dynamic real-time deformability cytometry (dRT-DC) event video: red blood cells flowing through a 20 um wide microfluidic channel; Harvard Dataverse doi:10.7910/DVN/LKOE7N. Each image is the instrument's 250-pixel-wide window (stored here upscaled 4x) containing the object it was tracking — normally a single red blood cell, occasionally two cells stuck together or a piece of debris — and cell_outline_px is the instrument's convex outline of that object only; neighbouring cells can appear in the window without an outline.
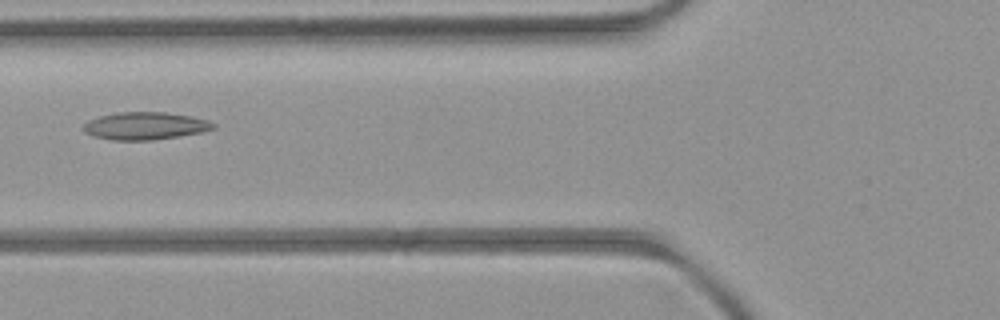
{"species": "common noctule bat (a hibernating species)", "species_latin": "Nyctalus noctula", "temperature_condition": "room temperature", "stored_images_in_passage": 6, "camera_frame_rate_fps": 3000, "um_per_image_px": 0.085, "animal": {"sex": "female", "body_mass_g": 21.9}, "frame": {"image": 1, "passage_image": 6, "time_ms": 5.667, "image_size_px": [1000, 320], "cell_outline_px": [[216, 128], [200, 132], [152, 140], [112, 140], [92, 136], [84, 132], [84, 124], [88, 120], [100, 116], [116, 112], [164, 112], [192, 116], [208, 120], [216, 124]], "centroid_in_image_um": [12.32, 10.69], "position_along_channel_um": 113.5, "area_um2": 20.81}}